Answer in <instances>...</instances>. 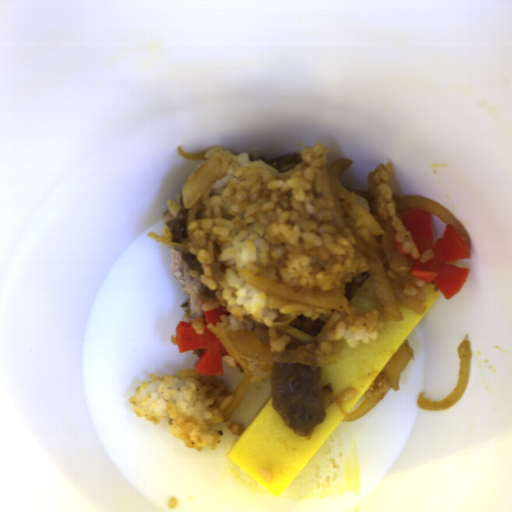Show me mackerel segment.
Listing matches in <instances>:
<instances>
[{
  "mask_svg": "<svg viewBox=\"0 0 512 512\" xmlns=\"http://www.w3.org/2000/svg\"><path fill=\"white\" fill-rule=\"evenodd\" d=\"M170 269L177 283L189 294L188 301L181 304L183 322H192L196 317L204 314L203 305L206 303L199 299L198 290L203 282L201 277H192L189 266L181 256V251L170 248Z\"/></svg>",
  "mask_w": 512,
  "mask_h": 512,
  "instance_id": "obj_1",
  "label": "mackerel segment"
},
{
  "mask_svg": "<svg viewBox=\"0 0 512 512\" xmlns=\"http://www.w3.org/2000/svg\"><path fill=\"white\" fill-rule=\"evenodd\" d=\"M176 216H173V214L170 212L169 208L164 211L162 221H163V231H164V238L172 239V233L169 230L166 222L174 220Z\"/></svg>",
  "mask_w": 512,
  "mask_h": 512,
  "instance_id": "obj_2",
  "label": "mackerel segment"
}]
</instances>
